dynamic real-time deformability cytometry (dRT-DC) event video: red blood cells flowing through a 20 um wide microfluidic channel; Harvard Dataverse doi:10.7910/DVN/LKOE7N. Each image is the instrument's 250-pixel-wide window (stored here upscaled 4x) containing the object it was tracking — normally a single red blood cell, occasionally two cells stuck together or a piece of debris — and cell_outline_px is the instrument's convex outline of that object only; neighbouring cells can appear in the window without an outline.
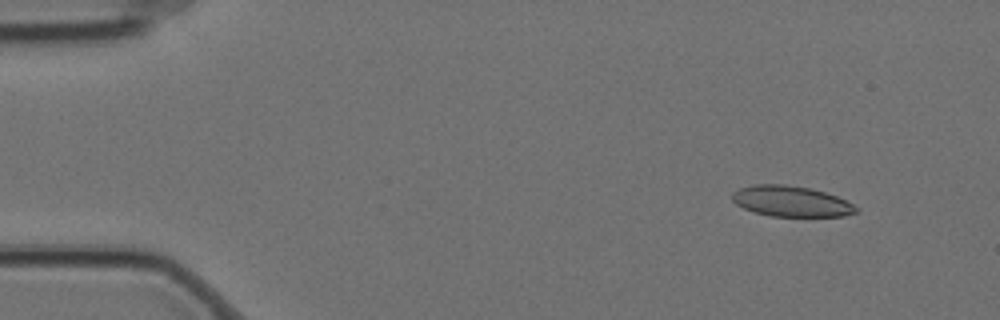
{"species": "Egyptian fruit bat (a non-hibernating species)", "species_latin": "Rousettus aegyptiacus", "temperature_condition": "cold", "stored_images_in_passage": 3, "camera_frame_rate_fps": 3000, "um_per_image_px": 0.085, "animal": {"sex": "female"}, "frame": {"image": 1, "passage_image": 2, "time_ms": 0.333, "image_size_px": [1000, 320], "cell_outline_px": [[860, 212], [844, 216], [772, 216], [756, 212], [744, 208], [736, 204], [732, 200], [732, 192], [740, 188], [752, 184], [784, 184], [812, 188], [836, 196], [860, 208]], "centroid_in_image_um": [67.26, 17.1], "position_along_channel_um": 17.7, "area_um2": 22.2}}